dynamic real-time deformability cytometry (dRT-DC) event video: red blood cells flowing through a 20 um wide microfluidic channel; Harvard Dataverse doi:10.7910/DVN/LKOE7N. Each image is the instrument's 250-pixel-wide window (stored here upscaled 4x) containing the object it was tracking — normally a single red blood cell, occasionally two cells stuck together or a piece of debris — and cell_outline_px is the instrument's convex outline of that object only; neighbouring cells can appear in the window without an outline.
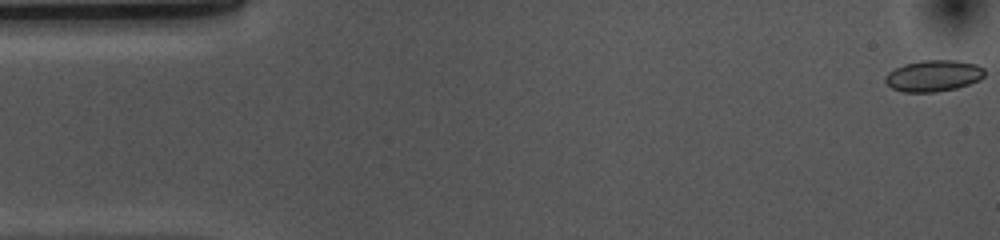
{"species": "common noctule bat (a hibernating species)", "species_latin": "Nyctalus noctula", "temperature_condition": "cold", "stored_images_in_passage": 54, "camera_frame_rate_fps": 3000, "um_per_image_px": 0.085, "animal": {"sex": "female", "body_mass_g": 10.0, "forearm_length_mm": 53.1}, "frame": {"image": 1, "passage_image": 1, "time_ms": 0.0, "image_size_px": [1000, 240], "cell_outline_px": [[984, 76], [980, 80], [956, 88], [936, 92], [904, 92], [892, 88], [884, 80], [884, 76], [888, 72], [904, 64], [924, 60], [956, 60], [976, 64], [984, 68]], "centroid_in_image_um": [79.35, 6.44], "position_along_channel_um": 5.7, "area_um2": 18.15}}
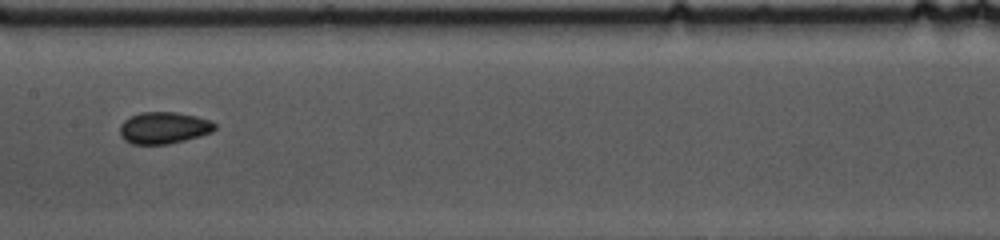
{"frame": {"image": 2, "passage_image": 26, "time_ms": 8.333, "image_size_px": [1000, 240], "cell_outline_px": [[216, 128], [212, 132], [200, 136], [168, 144], [132, 144], [124, 140], [120, 136], [120, 124], [124, 120], [140, 112], [176, 112], [196, 116], [212, 120], [216, 124]], "centroid_in_image_um": [13.93, 10.86], "position_along_channel_um": 193.5, "area_um2": 17.69}}
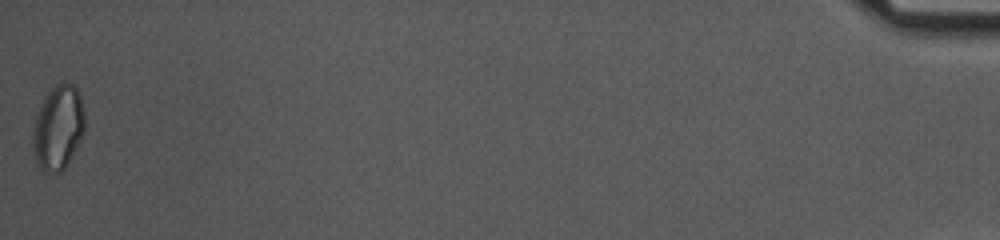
{"frame": {"image": 3, "passage_image": 54, "time_ms": 17.667, "image_size_px": [1000, 240], "cell_outline_px": [[84, 132], [68, 164], [60, 172], [44, 172], [36, 164], [32, 148], [32, 128], [36, 116], [48, 92], [56, 84], [64, 80], [72, 84], [80, 92], [84, 108]], "centroid_in_image_um": [4.94, 10.85], "position_along_channel_um": 430.3, "area_um2": 25.84}, "authors_computed_cell_mechanics": {"area_um2": 17.3978, "velocity_mm_per_s": 3.6558, "shape_relaxation_time_tau1_ms": 6.6367, "shape_relaxation_time_tau2_ms": 1.8073, "deformation_change_tau1": 0.0931, "deformation_change_tau2": 0.0491}}